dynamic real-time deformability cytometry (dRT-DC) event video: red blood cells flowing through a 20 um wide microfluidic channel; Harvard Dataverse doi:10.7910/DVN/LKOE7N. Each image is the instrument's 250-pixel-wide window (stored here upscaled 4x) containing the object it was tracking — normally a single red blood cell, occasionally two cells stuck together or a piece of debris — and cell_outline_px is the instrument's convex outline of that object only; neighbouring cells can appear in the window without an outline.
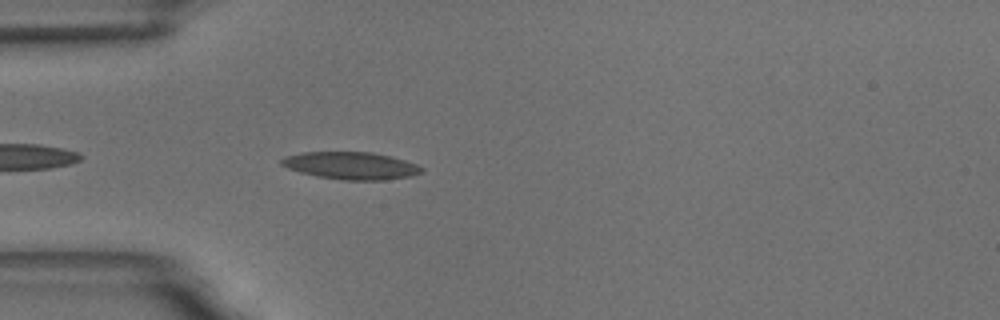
{"species": "common noctule bat (a hibernating species)", "species_latin": "Nyctalus noctula", "temperature_condition": "room temperature", "stored_images_in_passage": 4, "camera_frame_rate_fps": 3000, "um_per_image_px": 0.085, "animal": {"sex": "male", "body_mass_g": 18.8}, "frame": {"image": 1, "passage_image": 4, "time_ms": 4.333, "image_size_px": [1000, 320], "cell_outline_px": [[424, 172], [412, 176], [384, 180], [340, 180], [316, 176], [300, 172], [288, 168], [280, 164], [280, 160], [284, 156], [304, 152], [372, 152], [392, 156], [416, 164], [424, 168]], "centroid_in_image_um": [29.85, 14.08], "position_along_channel_um": 55.1, "area_um2": 22.54}}